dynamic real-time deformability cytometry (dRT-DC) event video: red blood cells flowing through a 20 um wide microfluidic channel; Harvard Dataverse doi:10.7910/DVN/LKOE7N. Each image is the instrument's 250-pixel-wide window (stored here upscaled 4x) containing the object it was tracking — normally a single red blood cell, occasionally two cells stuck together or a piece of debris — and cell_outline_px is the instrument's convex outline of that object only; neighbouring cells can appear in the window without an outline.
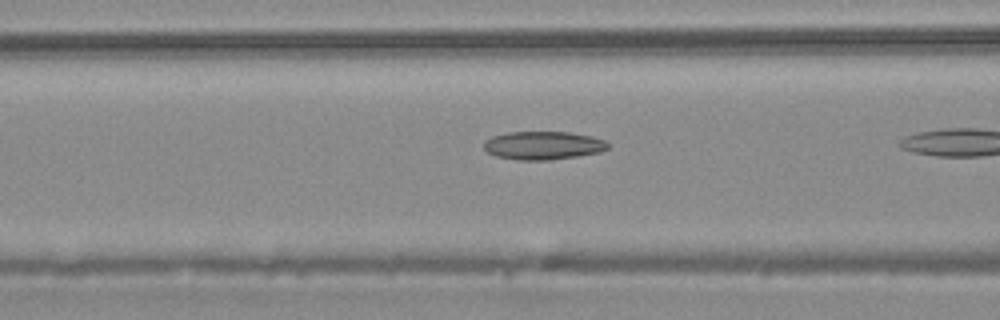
{"species": "common noctule bat (a hibernating species)", "species_latin": "Nyctalus noctula", "temperature_condition": "warm", "stored_images_in_passage": 15, "camera_frame_rate_fps": 3000, "um_per_image_px": 0.085, "animal": {"sex": "male", "body_mass_g": 20.4}, "frame": {"image": 1, "passage_image": 13, "time_ms": 4.0, "image_size_px": [1000, 320], "cell_outline_px": [[608, 148], [600, 152], [576, 156], [548, 160], [516, 160], [496, 156], [488, 152], [484, 148], [484, 140], [492, 136], [508, 132], [568, 132], [592, 136], [604, 140], [608, 144]], "centroid_in_image_um": [46.14, 12.36], "position_along_channel_um": 120.5, "area_um2": 20.4}}